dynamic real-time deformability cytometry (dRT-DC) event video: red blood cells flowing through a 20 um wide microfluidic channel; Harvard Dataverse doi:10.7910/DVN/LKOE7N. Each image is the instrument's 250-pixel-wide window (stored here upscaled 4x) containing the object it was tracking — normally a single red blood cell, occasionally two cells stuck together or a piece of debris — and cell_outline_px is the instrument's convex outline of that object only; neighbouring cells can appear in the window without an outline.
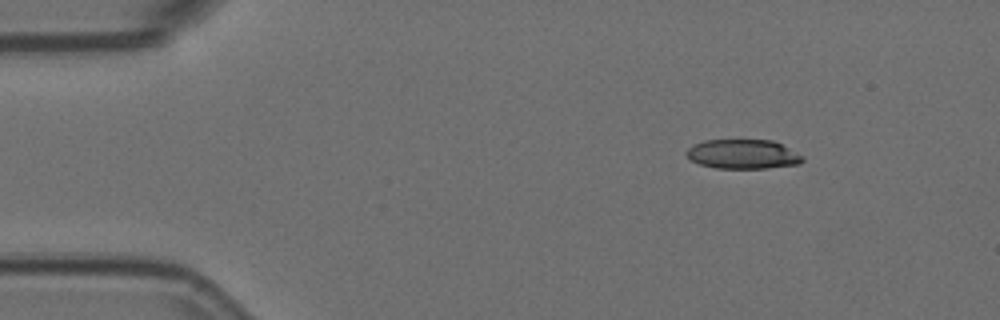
{"species": "Egyptian fruit bat (a non-hibernating species)", "species_latin": "Rousettus aegyptiacus", "temperature_condition": "room temperature", "stored_images_in_passage": 5, "camera_frame_rate_fps": 3000, "um_per_image_px": 0.085, "animal": {"sex": "female"}, "frame": {"image": 1, "passage_image": 1, "time_ms": 0.0, "image_size_px": [1000, 320], "cell_outline_px": [[804, 160], [800, 164], [768, 168], [716, 168], [700, 164], [692, 160], [684, 152], [692, 144], [704, 140], [772, 140], [804, 156]], "centroid_in_image_um": [63.14, 13.1], "position_along_channel_um": 21.9, "area_um2": 19.88}}
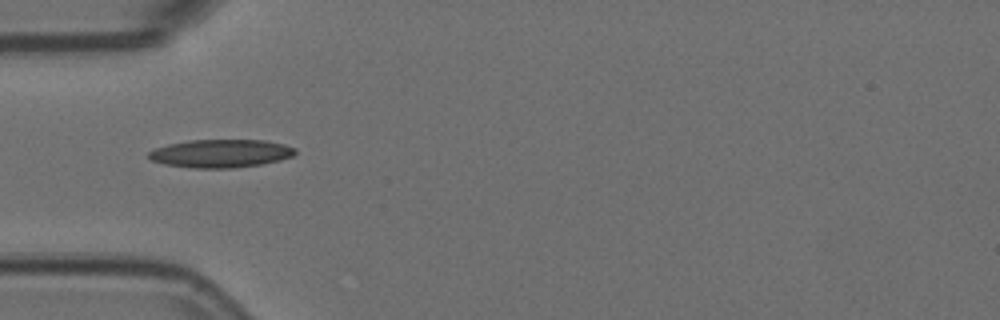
{"frame": {"image": 2, "passage_image": 4, "time_ms": 1.0, "image_size_px": [1000, 320], "cell_outline_px": [[296, 152], [292, 156], [280, 160], [260, 164], [232, 168], [192, 168], [164, 164], [152, 160], [148, 156], [148, 152], [156, 148], [168, 144], [188, 140], [264, 140], [284, 144], [296, 148]], "centroid_in_image_um": [18.76, 13.04], "position_along_channel_um": 66.2, "area_um2": 23.99}}
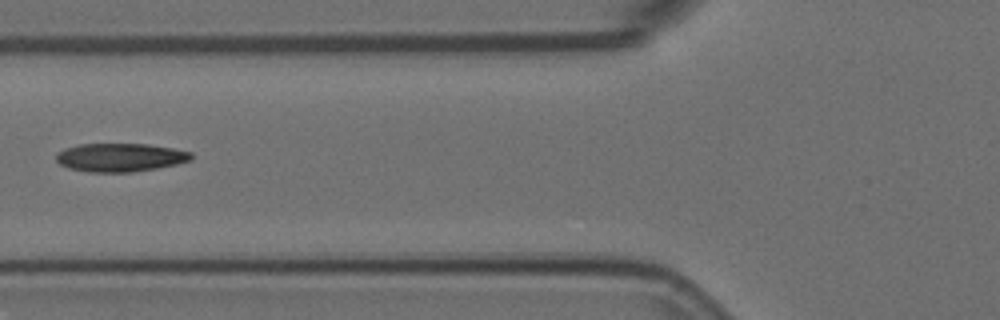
{"frame": {"image": 3, "passage_image": 5, "time_ms": 1.333, "image_size_px": [1000, 320], "cell_outline_px": [[192, 160], [176, 164], [156, 168], [132, 172], [88, 172], [68, 168], [60, 164], [56, 160], [56, 152], [64, 148], [80, 144], [148, 144], [172, 148], [192, 152]], "centroid_in_image_um": [10.19, 13.38], "position_along_channel_um": 115.6, "area_um2": 22.43}}